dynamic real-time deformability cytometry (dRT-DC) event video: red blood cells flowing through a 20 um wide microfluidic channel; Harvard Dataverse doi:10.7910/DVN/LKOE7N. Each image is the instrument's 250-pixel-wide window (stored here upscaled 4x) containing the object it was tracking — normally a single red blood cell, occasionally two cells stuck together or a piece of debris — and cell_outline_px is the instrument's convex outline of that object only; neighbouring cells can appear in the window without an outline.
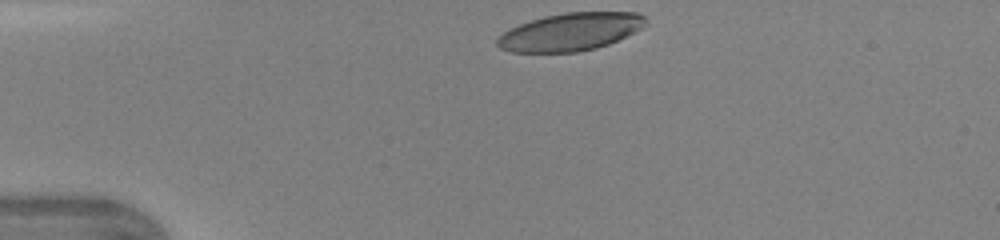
{"species": "human", "species_latin": "Homo sapiens", "temperature_condition": "warm", "stored_images_in_passage": 29, "camera_frame_rate_fps": 3000, "um_per_image_px": 0.085, "donor": {"sex": "female"}, "frame": {"image": 1, "passage_image": 1, "time_ms": 0.0, "image_size_px": [1000, 240], "cell_outline_px": [[648, 24], [608, 44], [596, 48], [576, 52], [512, 52], [500, 48], [496, 44], [496, 40], [504, 32], [520, 24], [544, 16], [564, 12], [640, 12], [648, 20]], "centroid_in_image_um": [48.5, 2.7], "position_along_channel_um": 36.5, "area_um2": 32.43}}
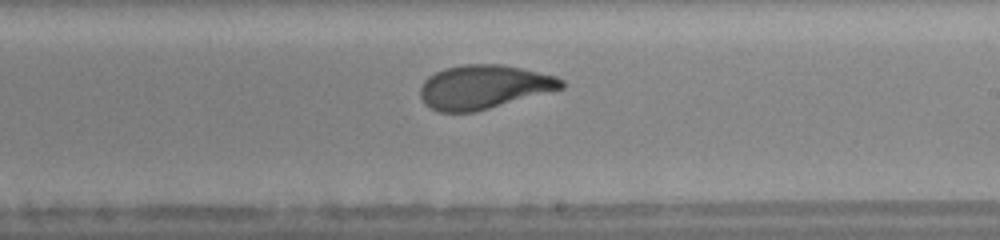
{"frame": {"image": 2, "passage_image": 18, "time_ms": 5.667, "image_size_px": [1000, 240], "cell_outline_px": [[564, 88], [476, 112], [440, 112], [424, 104], [420, 96], [420, 88], [424, 80], [428, 76], [444, 68], [464, 64], [500, 64], [520, 68], [556, 76], [564, 80]], "centroid_in_image_um": [41.11, 7.39], "position_along_channel_um": 247.9, "area_um2": 36.13}}
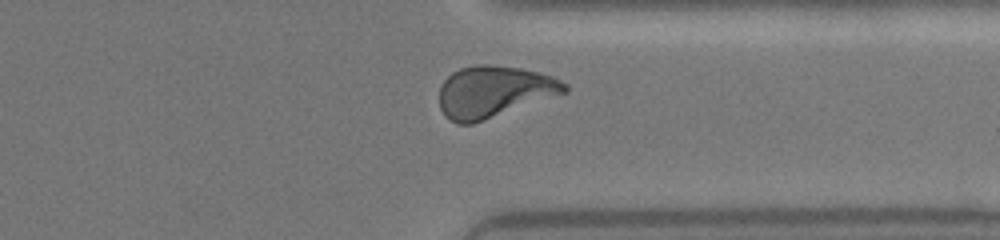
{"frame": {"image": 3, "passage_image": 26, "time_ms": 8.333, "image_size_px": [1000, 240], "cell_outline_px": [[568, 92], [472, 124], [456, 124], [444, 116], [440, 108], [440, 84], [452, 72], [460, 68], [476, 64], [488, 64], [520, 68], [540, 72], [552, 76], [568, 84]], "centroid_in_image_um": [41.98, 7.79], "position_along_channel_um": 369.4, "area_um2": 37.86}}